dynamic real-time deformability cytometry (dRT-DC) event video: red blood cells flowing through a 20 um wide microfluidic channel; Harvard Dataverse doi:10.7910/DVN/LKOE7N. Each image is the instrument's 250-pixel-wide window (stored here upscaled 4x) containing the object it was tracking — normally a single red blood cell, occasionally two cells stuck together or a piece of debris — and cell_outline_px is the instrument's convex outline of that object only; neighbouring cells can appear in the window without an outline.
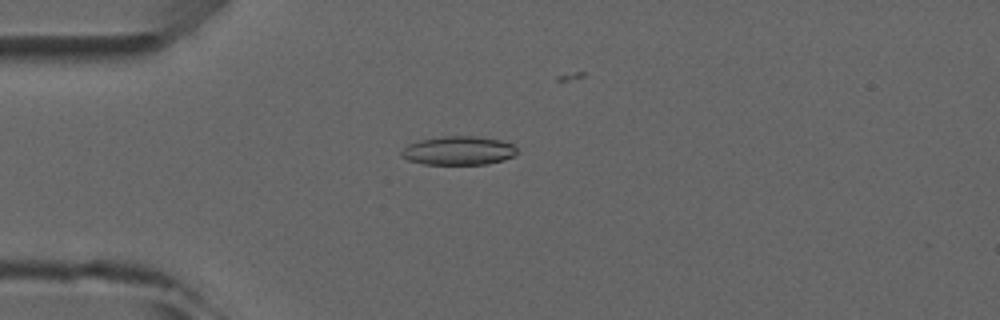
{"species": "common noctule bat (a hibernating species)", "species_latin": "Nyctalus noctula", "temperature_condition": "room temperature", "stored_images_in_passage": 4, "camera_frame_rate_fps": 3000, "um_per_image_px": 0.085, "animal": {"sex": "male", "forearm_length_mm": 52.5}, "frame": {"image": 1, "passage_image": 2, "time_ms": 1.0, "image_size_px": [1000, 320], "cell_outline_px": [[516, 152], [512, 156], [504, 160], [488, 164], [424, 164], [408, 160], [400, 156], [400, 152], [408, 144], [420, 140], [444, 136], [476, 136], [500, 140], [512, 144], [516, 148]], "centroid_in_image_um": [38.95, 12.8], "position_along_channel_um": 46.1, "area_um2": 19.31}}